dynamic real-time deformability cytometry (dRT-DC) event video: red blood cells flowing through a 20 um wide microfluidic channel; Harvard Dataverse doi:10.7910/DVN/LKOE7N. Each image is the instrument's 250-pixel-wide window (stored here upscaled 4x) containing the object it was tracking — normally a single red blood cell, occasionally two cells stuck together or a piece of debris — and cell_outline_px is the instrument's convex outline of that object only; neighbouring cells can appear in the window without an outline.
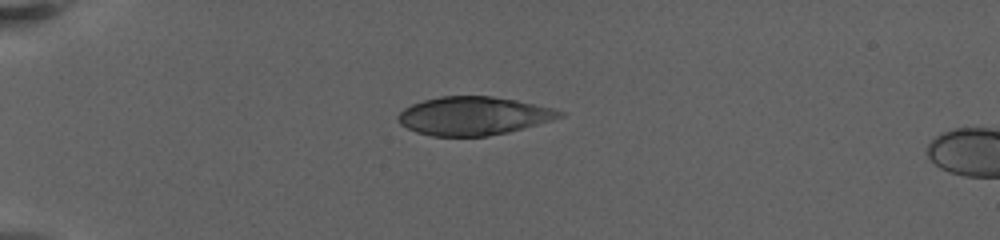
{"species": "human", "species_latin": "Homo sapiens", "temperature_condition": "warm", "stored_images_in_passage": 42, "camera_frame_rate_fps": 3000, "um_per_image_px": 0.085, "donor": {"sex": "female"}, "frame": {"image": 1, "passage_image": 1, "time_ms": 0.0, "image_size_px": [1000, 240], "cell_outline_px": [[564, 116], [552, 120], [508, 132], [488, 136], [432, 136], [416, 132], [400, 124], [396, 120], [396, 116], [404, 108], [412, 104], [424, 100], [440, 96], [492, 96], [516, 100], [552, 108], [564, 112]], "centroid_in_image_um": [40.21, 9.85], "position_along_channel_um": 44.8, "area_um2": 36.07}}
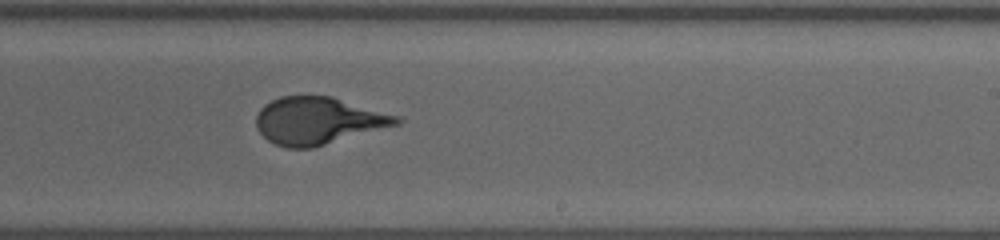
{"frame": {"image": 2, "passage_image": 24, "time_ms": 8.0, "image_size_px": [1000, 240], "cell_outline_px": [[404, 120], [400, 124], [312, 148], [284, 148], [268, 140], [256, 128], [256, 116], [260, 108], [264, 104], [280, 96], [332, 96], [400, 116]], "centroid_in_image_um": [27.06, 10.26], "position_along_channel_um": 261.9, "area_um2": 38.78}}
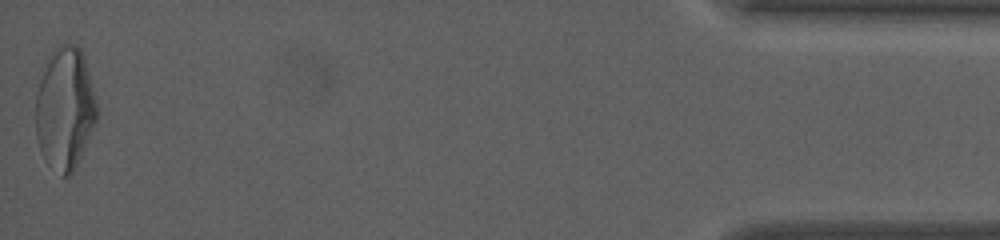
{"frame": {"image": 3, "passage_image": 42, "time_ms": 15.667, "image_size_px": [1000, 240], "cell_outline_px": [[96, 120], [76, 168], [68, 176], [64, 176], [48, 164], [44, 160], [40, 152], [36, 136], [36, 92], [40, 80], [56, 48], [64, 44], [76, 44], [84, 52], [96, 100]], "centroid_in_image_um": [5.53, 9.26], "position_along_channel_um": 429.7, "area_um2": 43.12}}